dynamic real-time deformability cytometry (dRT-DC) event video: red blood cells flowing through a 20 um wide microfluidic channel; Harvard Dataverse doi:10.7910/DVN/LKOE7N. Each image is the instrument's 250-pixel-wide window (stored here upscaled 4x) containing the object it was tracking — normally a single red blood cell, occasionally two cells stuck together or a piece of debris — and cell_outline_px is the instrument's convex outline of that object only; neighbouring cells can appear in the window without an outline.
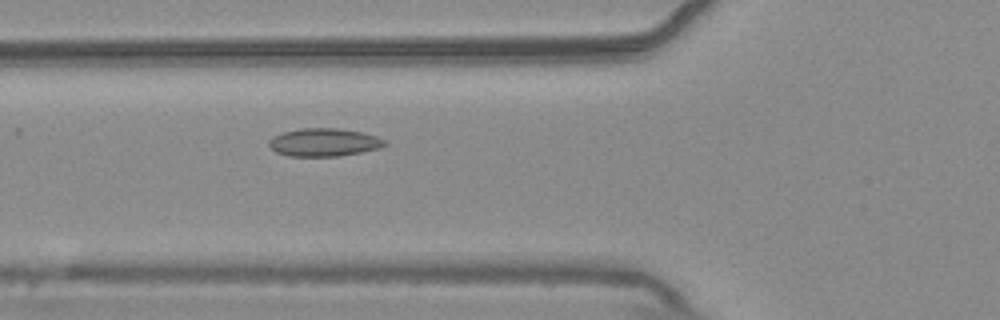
{"species": "common noctule bat (a hibernating species)", "species_latin": "Nyctalus noctula", "temperature_condition": "warm", "stored_images_in_passage": 55, "camera_frame_rate_fps": 3000, "um_per_image_px": 0.085, "animal": {"sex": "male", "body_mass_g": 20.4}, "frame": {"image": 1, "passage_image": 21, "time_ms": 6.667, "image_size_px": [1000, 320], "cell_outline_px": [[388, 144], [380, 148], [340, 156], [288, 156], [276, 152], [268, 144], [268, 140], [272, 136], [284, 132], [300, 128], [336, 128], [364, 132], [376, 136], [384, 140]], "centroid_in_image_um": [27.53, 12.09], "position_along_channel_um": 98.3, "area_um2": 18.96}}
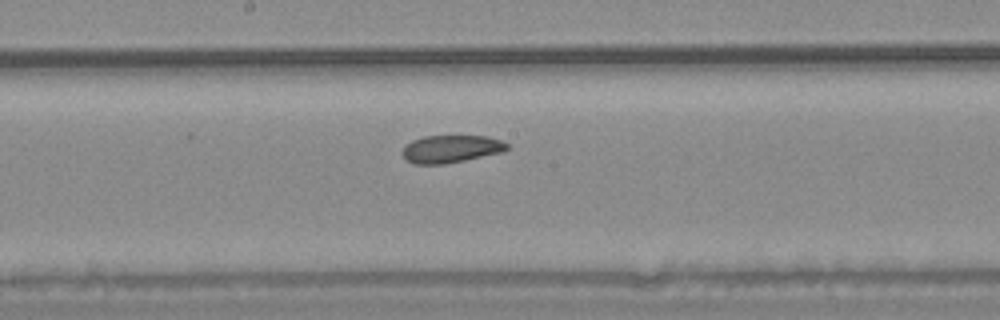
{"frame": {"image": 2, "passage_image": 30, "time_ms": 9.667, "image_size_px": [1000, 320], "cell_outline_px": [[508, 148], [500, 152], [464, 160], [444, 164], [412, 164], [400, 152], [412, 140], [424, 136], [488, 136], [500, 140], [508, 144]], "centroid_in_image_um": [38.31, 12.65], "position_along_channel_um": 209.9, "area_um2": 16.59}}
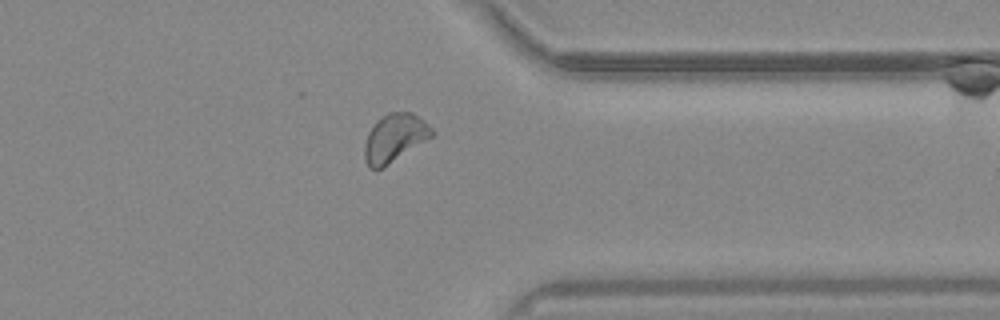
{"frame": {"image": 3, "passage_image": 44, "time_ms": 14.333, "image_size_px": [1000, 320], "cell_outline_px": [[436, 132], [432, 136], [380, 168], [368, 168], [364, 156], [364, 144], [368, 132], [376, 120], [388, 112], [412, 112], [424, 120]], "centroid_in_image_um": [33.52, 11.68], "position_along_channel_um": 377.9, "area_um2": 18.5}}